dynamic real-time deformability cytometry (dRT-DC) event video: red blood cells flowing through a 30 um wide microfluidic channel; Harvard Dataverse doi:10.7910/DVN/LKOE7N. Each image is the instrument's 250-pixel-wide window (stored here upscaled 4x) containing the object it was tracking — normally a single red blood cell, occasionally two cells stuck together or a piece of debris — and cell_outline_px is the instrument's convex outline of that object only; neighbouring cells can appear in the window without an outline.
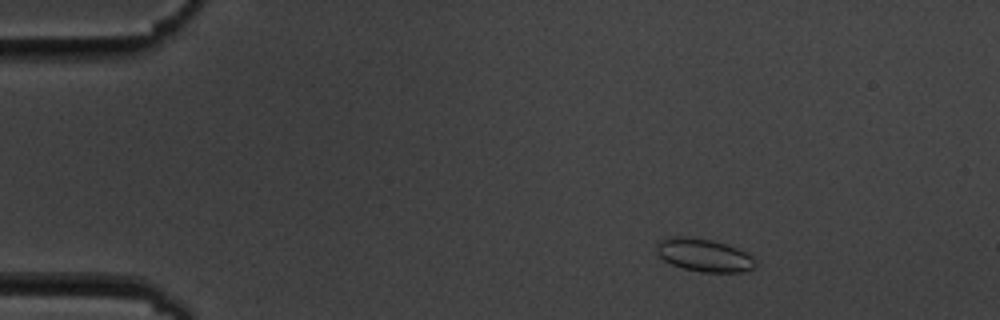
{"species": "common noctule bat (a hibernating species)", "species_latin": "Nyctalus noctula", "temperature_condition": "cold", "stored_images_in_passage": 9, "camera_frame_rate_fps": 3000, "um_per_image_px": 0.085, "animal": {"sex": "male", "body_mass_g": 19.5, "forearm_length_mm": 54.6}, "frame": {"image": 1, "passage_image": 3, "time_ms": 2.333, "image_size_px": [1000, 320], "cell_outline_px": [[756, 264], [752, 268], [740, 272], [700, 272], [684, 268], [672, 264], [664, 260], [656, 252], [656, 244], [660, 240], [672, 236], [688, 236], [712, 240], [736, 248], [752, 256], [756, 260]], "centroid_in_image_um": [59.81, 21.68], "position_along_channel_um": 25.2, "area_um2": 18.84}}
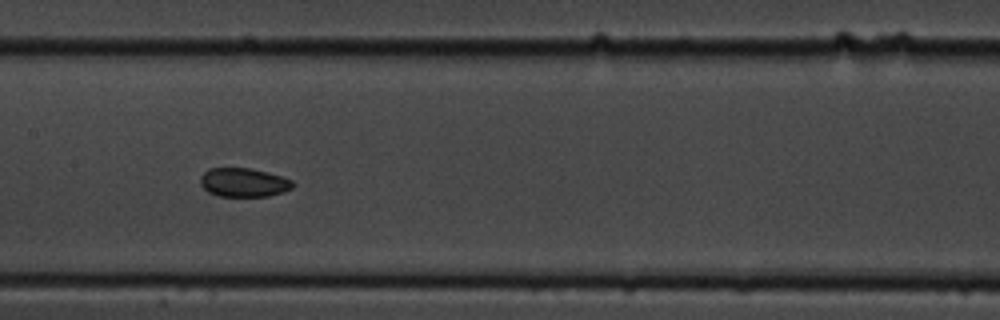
{"frame": {"image": 2, "passage_image": 8, "time_ms": 9.0, "image_size_px": [1000, 320], "cell_outline_px": [[296, 184], [292, 188], [268, 196], [220, 196], [208, 192], [200, 184], [200, 176], [208, 168], [248, 168], [268, 172], [292, 180]], "centroid_in_image_um": [20.69, 15.5], "position_along_channel_um": 186.7, "area_um2": 15.49}}
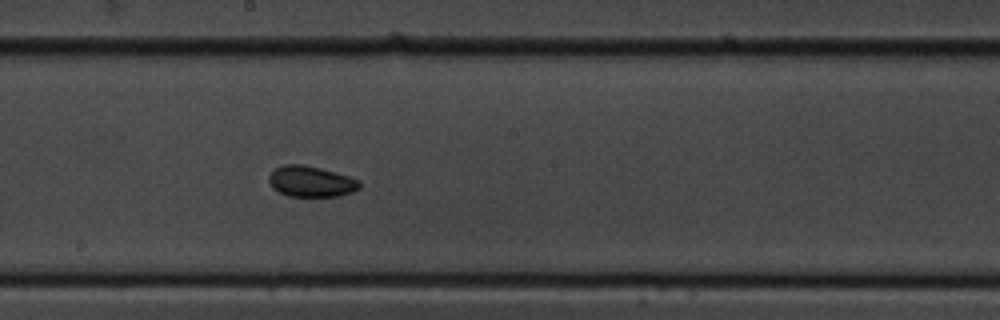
{"frame": {"image": 3, "passage_image": 9, "time_ms": 10.0, "image_size_px": [1000, 320], "cell_outline_px": [[360, 188], [352, 192], [340, 196], [288, 196], [272, 188], [268, 180], [268, 176], [276, 168], [284, 164], [304, 164], [320, 168], [348, 176], [360, 180]], "centroid_in_image_um": [26.43, 15.42], "position_along_channel_um": 221.8, "area_um2": 16.3}}